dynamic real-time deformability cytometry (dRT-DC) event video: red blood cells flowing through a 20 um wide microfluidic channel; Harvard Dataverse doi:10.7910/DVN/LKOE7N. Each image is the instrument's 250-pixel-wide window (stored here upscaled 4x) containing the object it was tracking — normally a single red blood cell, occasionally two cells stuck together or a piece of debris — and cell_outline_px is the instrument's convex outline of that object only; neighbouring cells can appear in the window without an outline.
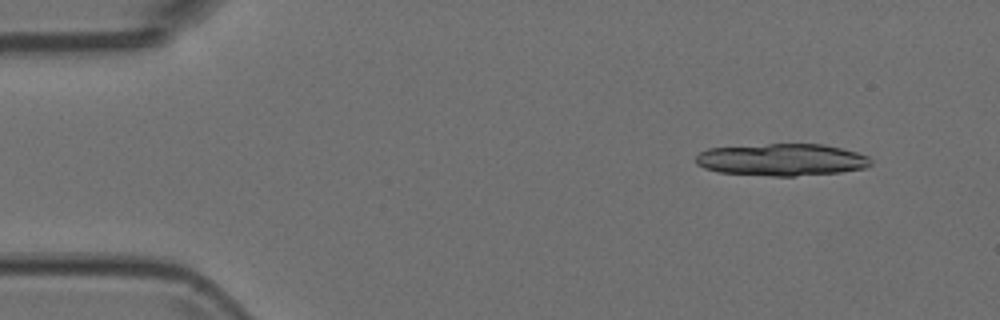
{"species": "Egyptian fruit bat (a non-hibernating species)", "species_latin": "Rousettus aegyptiacus", "temperature_condition": "room temperature", "stored_images_in_passage": 5, "camera_frame_rate_fps": 3000, "um_per_image_px": 0.085, "animal": {"sex": "female"}, "frame": {"image": 1, "passage_image": 2, "time_ms": 0.333, "image_size_px": [1000, 320], "cell_outline_px": [[872, 164], [864, 168], [840, 172], [796, 176], [772, 176], [716, 172], [704, 168], [696, 164], [696, 156], [700, 152], [708, 148], [768, 144], [824, 144], [856, 152], [868, 156], [872, 160]], "centroid_in_image_um": [66.44, 13.58], "position_along_channel_um": 18.6, "area_um2": 32.83}}